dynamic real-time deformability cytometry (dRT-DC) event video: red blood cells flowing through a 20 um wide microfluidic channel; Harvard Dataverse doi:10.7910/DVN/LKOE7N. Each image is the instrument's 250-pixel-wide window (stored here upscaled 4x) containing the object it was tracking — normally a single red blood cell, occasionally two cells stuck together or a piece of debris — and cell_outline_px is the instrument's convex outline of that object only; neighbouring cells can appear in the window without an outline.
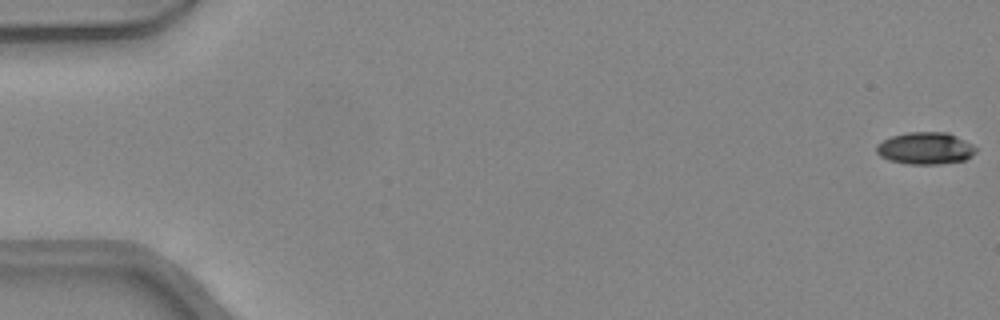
{"species": "common noctule bat (a hibernating species)", "species_latin": "Nyctalus noctula", "temperature_condition": "warm", "stored_images_in_passage": 46, "camera_frame_rate_fps": 3000, "um_per_image_px": 0.085, "animal": {"sex": "female", "body_mass_g": 24.6, "forearm_length_mm": 56.2}, "frame": {"image": 1, "passage_image": 1, "time_ms": 0.0, "image_size_px": [1000, 320], "cell_outline_px": [[976, 152], [972, 156], [964, 160], [940, 164], [904, 164], [888, 160], [880, 156], [876, 152], [876, 144], [892, 136], [908, 132], [948, 132], [972, 144], [976, 148]], "centroid_in_image_um": [78.64, 12.61], "position_along_channel_um": 6.4, "area_um2": 18.67}}
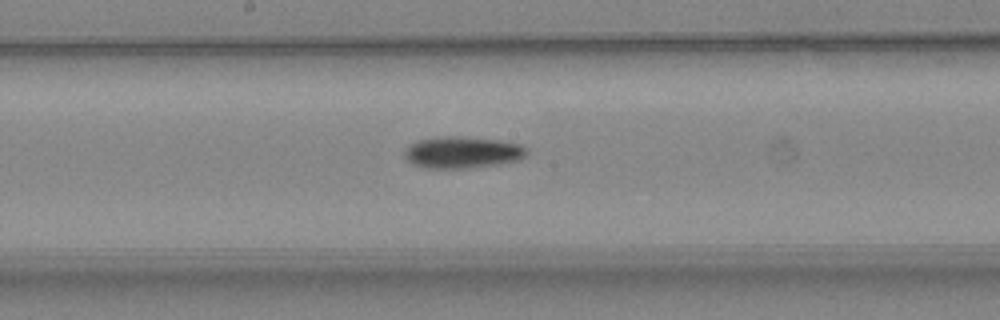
{"frame": {"image": 2, "passage_image": 26, "time_ms": 8.333, "image_size_px": [1000, 320], "cell_outline_px": [[528, 152], [520, 160], [500, 164], [468, 168], [428, 168], [412, 164], [404, 156], [404, 152], [408, 144], [416, 140], [444, 136], [456, 136], [500, 140], [520, 144], [528, 148]], "centroid_in_image_um": [39.31, 12.95], "position_along_channel_um": 208.9, "area_um2": 22.77}}
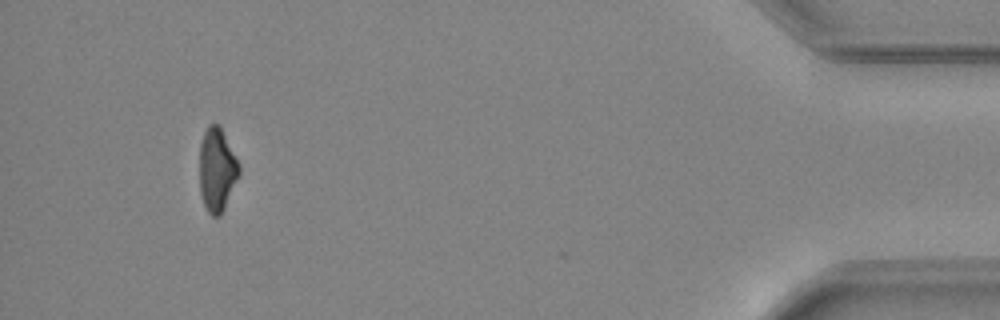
{"frame": {"image": 3, "passage_image": 45, "time_ms": 14.667, "image_size_px": [1000, 320], "cell_outline_px": [[240, 176], [220, 216], [212, 216], [208, 212], [204, 204], [200, 192], [200, 144], [204, 132], [208, 124], [220, 124], [240, 164]], "centroid_in_image_um": [18.46, 14.4], "position_along_channel_um": 416.7, "area_um2": 19.48}, "authors_computed_cell_mechanics": {"area_um2": 20.5479, "velocity_mm_per_s": 4.4003, "shape_relaxation_time_tau1_ms": 6.1045, "shape_relaxation_time_tau2_ms": null, "deformation_change_tau1": 0.1801, "deformation_change_tau2": null}}